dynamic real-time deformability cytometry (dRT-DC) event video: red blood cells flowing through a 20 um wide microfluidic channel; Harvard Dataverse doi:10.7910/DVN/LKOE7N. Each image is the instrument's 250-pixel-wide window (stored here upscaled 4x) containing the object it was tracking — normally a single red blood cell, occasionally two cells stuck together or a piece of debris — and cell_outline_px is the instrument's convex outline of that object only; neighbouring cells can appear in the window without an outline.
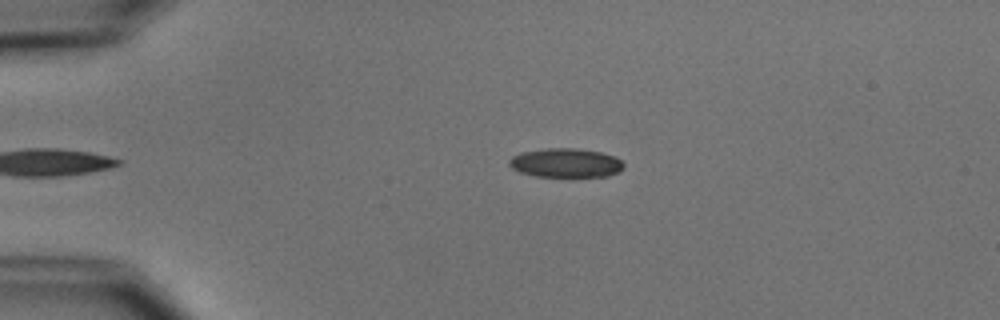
{"species": "common noctule bat (a hibernating species)", "species_latin": "Nyctalus noctula", "temperature_condition": "cold", "stored_images_in_passage": 38, "camera_frame_rate_fps": 3000, "um_per_image_px": 0.085, "animal": {"sex": "male", "body_mass_g": 15.6}, "frame": {"image": 1, "passage_image": 2, "time_ms": 0.333, "image_size_px": [1000, 320], "cell_outline_px": [[624, 168], [620, 172], [608, 176], [532, 176], [520, 172], [512, 168], [508, 164], [508, 160], [512, 156], [520, 152], [544, 148], [576, 148], [600, 152], [612, 156], [620, 160], [624, 164]], "centroid_in_image_um": [48.06, 13.84], "position_along_channel_um": 36.9, "area_um2": 19.48}}
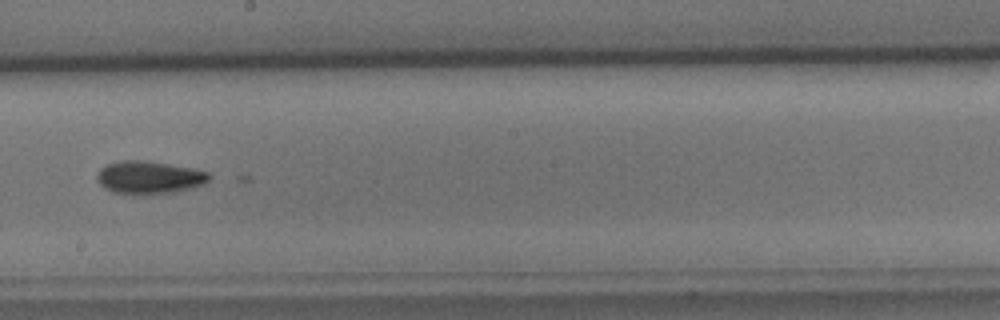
{"frame": {"image": 2, "passage_image": 21, "time_ms": 6.667, "image_size_px": [1000, 320], "cell_outline_px": [[212, 176], [204, 184], [192, 188], [176, 192], [112, 192], [104, 188], [96, 180], [96, 176], [100, 168], [108, 164], [120, 160], [144, 160], [196, 168], [208, 172]], "centroid_in_image_um": [12.71, 15.04], "position_along_channel_um": 235.5, "area_um2": 21.15}}
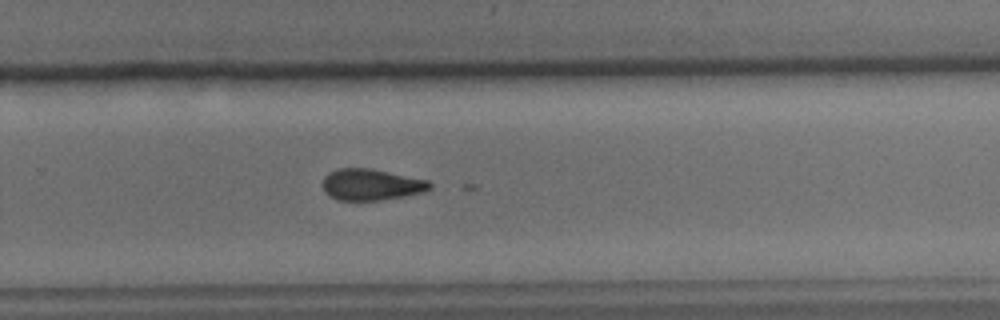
{"frame": {"image": 3, "passage_image": 26, "time_ms": 8.333, "image_size_px": [1000, 320], "cell_outline_px": [[432, 188], [420, 192], [404, 196], [380, 200], [340, 200], [328, 196], [324, 192], [324, 176], [328, 172], [340, 168], [368, 168], [428, 180], [432, 184]], "centroid_in_image_um": [31.53, 15.69], "position_along_channel_um": 298.3, "area_um2": 19.36}}